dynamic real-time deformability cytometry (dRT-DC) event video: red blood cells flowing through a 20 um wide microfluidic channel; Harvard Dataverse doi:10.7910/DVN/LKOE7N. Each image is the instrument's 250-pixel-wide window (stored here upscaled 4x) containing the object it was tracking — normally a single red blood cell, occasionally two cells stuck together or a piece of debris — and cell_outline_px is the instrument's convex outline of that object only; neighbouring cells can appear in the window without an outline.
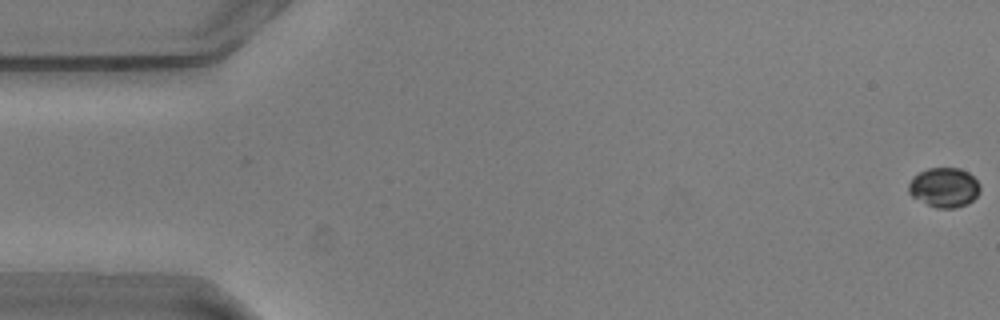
{"species": "common noctule bat (a hibernating species)", "species_latin": "Nyctalus noctula", "temperature_condition": "warm", "stored_images_in_passage": 2, "camera_frame_rate_fps": 3000, "um_per_image_px": 0.085, "animal": {"sex": "male", "body_mass_g": 20.5, "forearm_length_mm": 52.5}, "frame": {"image": 1, "passage_image": 2, "time_ms": 0.333, "image_size_px": [1000, 320], "cell_outline_px": [[980, 192], [968, 204], [956, 208], [936, 208], [912, 196], [908, 192], [908, 184], [912, 176], [928, 168], [960, 168], [968, 172], [980, 184]], "centroid_in_image_um": [80.26, 15.93], "position_along_channel_um": 4.7, "area_um2": 16.53}}